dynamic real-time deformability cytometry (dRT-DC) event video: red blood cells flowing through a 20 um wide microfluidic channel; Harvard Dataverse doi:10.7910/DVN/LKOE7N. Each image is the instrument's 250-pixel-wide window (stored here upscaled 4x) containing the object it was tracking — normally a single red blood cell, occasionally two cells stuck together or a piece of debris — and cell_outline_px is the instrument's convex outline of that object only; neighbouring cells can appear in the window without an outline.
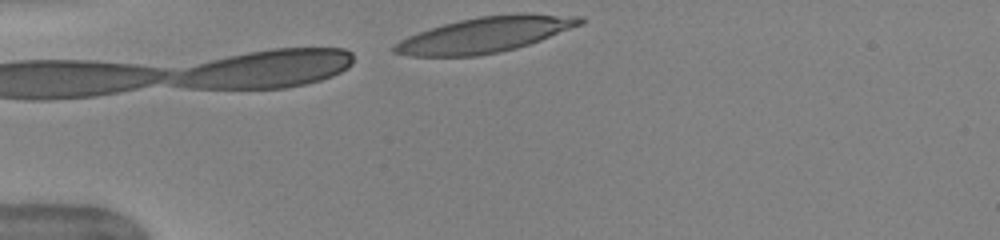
{"species": "human", "species_latin": "Homo sapiens", "temperature_condition": "warm", "stored_images_in_passage": 8, "camera_frame_rate_fps": 3000, "um_per_image_px": 0.085, "donor": {"sex": "female"}, "frame": {"image": 1, "passage_image": 1, "time_ms": 0.0, "image_size_px": [1000, 240], "cell_outline_px": [[584, 24], [540, 40], [516, 48], [500, 52], [476, 56], [408, 56], [392, 52], [392, 48], [400, 40], [408, 36], [444, 24], [460, 20], [480, 16], [524, 12], [528, 12], [584, 16]], "centroid_in_image_um": [41.31, 2.93], "position_along_channel_um": 43.7, "area_um2": 38.55}}